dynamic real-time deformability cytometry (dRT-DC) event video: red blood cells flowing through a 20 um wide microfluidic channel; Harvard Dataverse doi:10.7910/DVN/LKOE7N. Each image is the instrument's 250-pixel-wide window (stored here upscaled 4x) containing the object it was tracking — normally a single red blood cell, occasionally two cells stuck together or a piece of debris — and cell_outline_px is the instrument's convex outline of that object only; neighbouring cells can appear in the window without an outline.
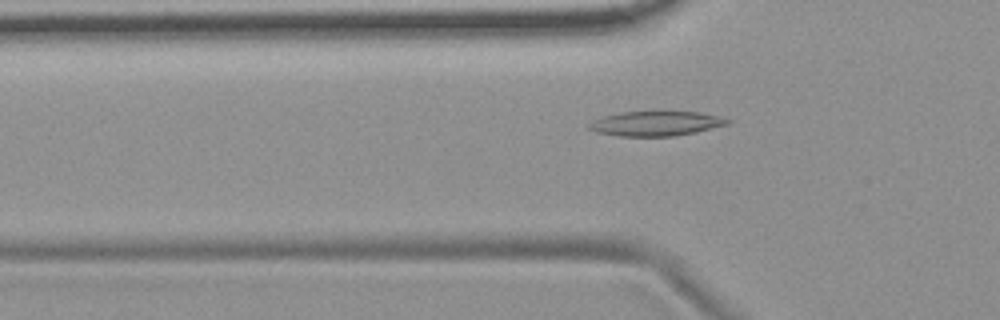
{"species": "common noctule bat (a hibernating species)", "species_latin": "Nyctalus noctula", "temperature_condition": "room temperature", "stored_images_in_passage": 55, "camera_frame_rate_fps": 3000, "um_per_image_px": 0.085, "animal": {"sex": "female", "body_mass_g": 19.9}, "frame": {"image": 1, "passage_image": 18, "time_ms": 5.667, "image_size_px": [1000, 320], "cell_outline_px": [[732, 120], [728, 124], [696, 132], [672, 136], [620, 136], [596, 132], [588, 128], [588, 124], [592, 120], [604, 116], [620, 112], [700, 112]], "centroid_in_image_um": [55.72, 10.5], "position_along_channel_um": 70.1, "area_um2": 19.71}}
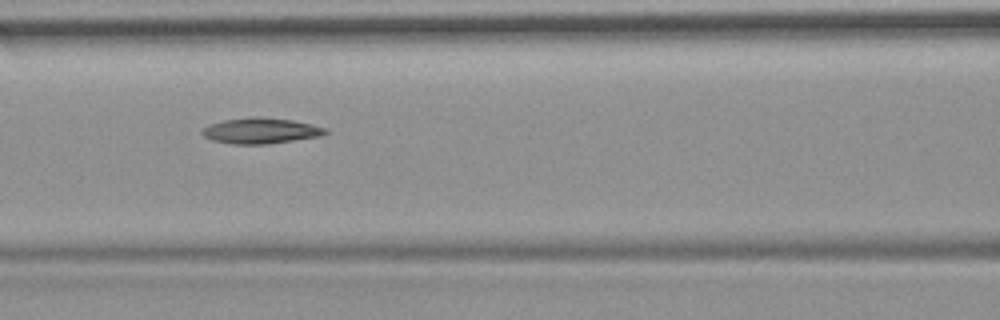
{"frame": {"image": 2, "passage_image": 24, "time_ms": 7.667, "image_size_px": [1000, 320], "cell_outline_px": [[328, 132], [324, 136], [268, 144], [232, 144], [212, 140], [204, 136], [200, 132], [200, 128], [208, 124], [224, 120], [256, 116], [260, 116], [292, 120], [312, 124], [328, 128]], "centroid_in_image_um": [22.17, 11.11], "position_along_channel_um": 144.4, "area_um2": 18.84}}
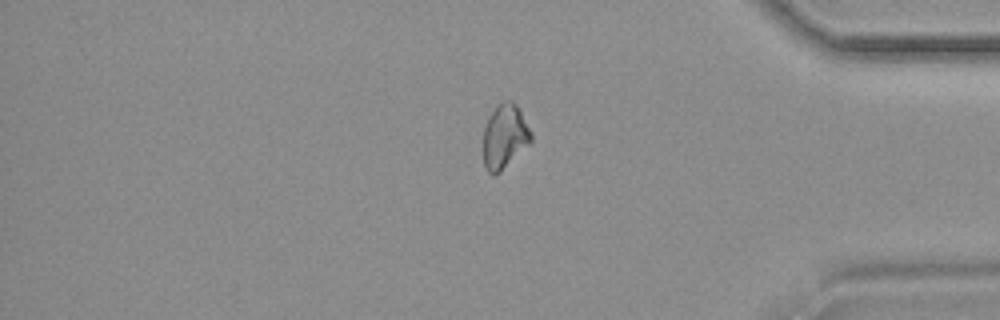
{"frame": {"image": 3, "passage_image": 46, "time_ms": 15.0, "image_size_px": [1000, 320], "cell_outline_px": [[532, 140], [500, 172], [492, 176], [484, 168], [484, 128], [488, 116], [496, 104], [508, 100], [512, 100], [516, 104], [532, 132]], "centroid_in_image_um": [42.88, 11.58], "position_along_channel_um": 392.3, "area_um2": 17.86}}